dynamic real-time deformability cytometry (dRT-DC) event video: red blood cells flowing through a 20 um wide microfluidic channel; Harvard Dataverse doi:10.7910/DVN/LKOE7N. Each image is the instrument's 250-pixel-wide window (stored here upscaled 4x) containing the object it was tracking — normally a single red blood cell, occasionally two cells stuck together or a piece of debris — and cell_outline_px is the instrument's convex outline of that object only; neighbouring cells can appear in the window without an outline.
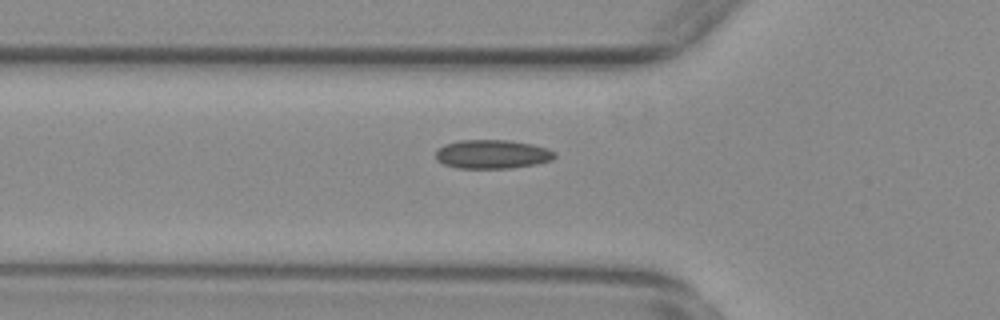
{"species": "common noctule bat (a hibernating species)", "species_latin": "Nyctalus noctula", "temperature_condition": "warm", "stored_images_in_passage": 38, "camera_frame_rate_fps": 3000, "um_per_image_px": 0.085, "animal": {"sex": "female", "body_mass_g": 29.2, "forearm_length_mm": 56.3}, "frame": {"image": 1, "passage_image": 2, "time_ms": 0.333, "image_size_px": [1000, 320], "cell_outline_px": [[556, 156], [552, 160], [536, 164], [512, 168], [460, 168], [444, 164], [436, 160], [436, 148], [444, 144], [460, 140], [508, 140], [532, 144], [548, 148], [556, 152]], "centroid_in_image_um": [41.85, 13.1], "position_along_channel_um": 84.0, "area_um2": 20.17}}
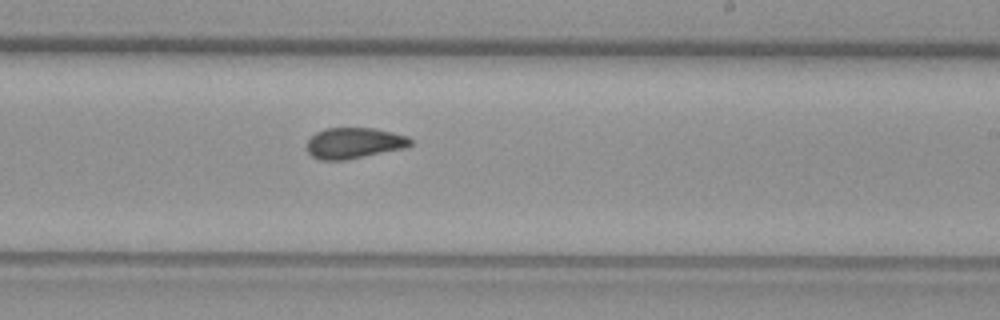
{"frame": {"image": 2, "passage_image": 16, "time_ms": 5.0, "image_size_px": [1000, 320], "cell_outline_px": [[412, 144], [404, 148], [344, 160], [320, 160], [312, 156], [308, 152], [308, 140], [316, 132], [324, 128], [372, 128], [392, 132], [408, 136], [412, 140]], "centroid_in_image_um": [30.09, 12.15], "position_along_channel_um": 258.9, "area_um2": 18.5}}
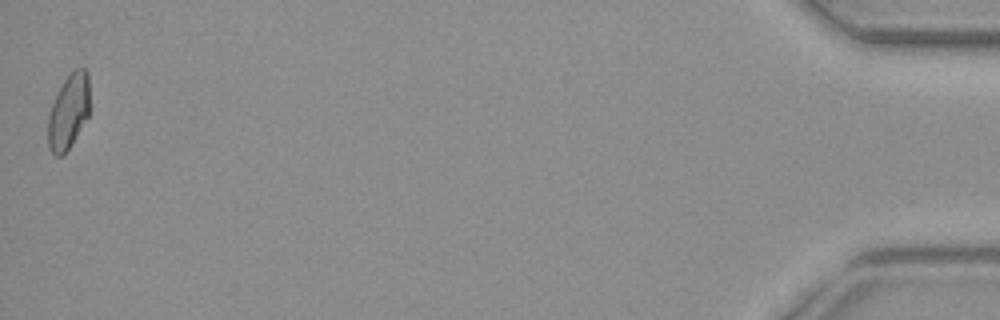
{"frame": {"image": 3, "passage_image": 38, "time_ms": 12.333, "image_size_px": [1000, 320], "cell_outline_px": [[88, 116], [68, 148], [60, 156], [56, 156], [48, 148], [48, 112], [56, 92], [64, 80], [76, 68], [84, 68], [88, 72]], "centroid_in_image_um": [5.79, 9.46], "position_along_channel_um": 429.4, "area_um2": 17.92}}